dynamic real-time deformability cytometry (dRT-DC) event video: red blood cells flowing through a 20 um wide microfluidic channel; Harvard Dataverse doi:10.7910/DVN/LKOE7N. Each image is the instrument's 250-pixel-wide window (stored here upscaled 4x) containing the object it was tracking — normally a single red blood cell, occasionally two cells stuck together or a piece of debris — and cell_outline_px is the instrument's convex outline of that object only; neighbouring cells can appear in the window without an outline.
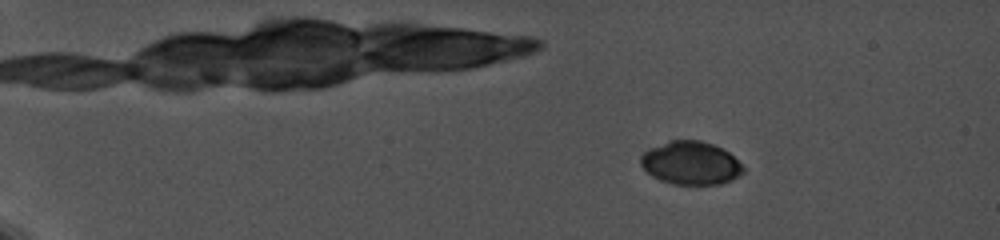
{"species": "common noctule bat (a hibernating species)", "species_latin": "Nyctalus noctula", "temperature_condition": "cold", "stored_images_in_passage": 17, "camera_frame_rate_fps": 5000, "um_per_image_px": 0.085, "animal": {"sex": "female", "body_mass_g": 19.0, "forearm_length_mm": 56.7}, "frame": {"image": 1, "passage_image": 1, "time_ms": 0.0, "image_size_px": [1000, 240], "cell_outline_px": [[744, 172], [732, 180], [720, 184], [672, 184], [660, 180], [652, 176], [640, 164], [640, 156], [648, 148], [668, 140], [700, 140], [712, 144], [728, 152], [744, 168]], "centroid_in_image_um": [58.68, 13.85], "position_along_channel_um": 26.3, "area_um2": 25.78}}
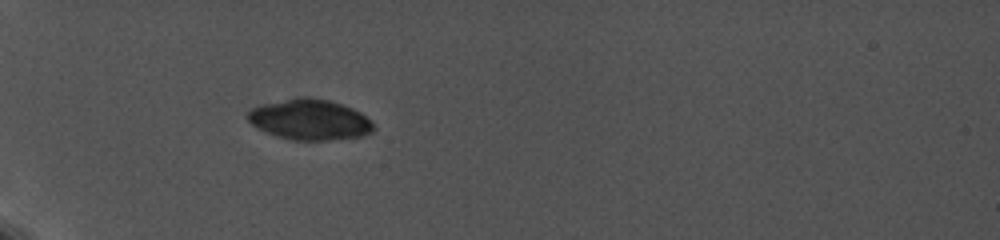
{"frame": {"image": 2, "passage_image": 13, "time_ms": 4.0, "image_size_px": [1000, 240], "cell_outline_px": [[376, 128], [372, 132], [364, 136], [324, 140], [292, 140], [276, 136], [252, 124], [248, 120], [248, 112], [252, 108], [260, 104], [296, 96], [308, 96], [328, 100], [352, 108], [360, 112], [372, 120]], "centroid_in_image_um": [26.35, 10.15], "position_along_channel_um": 58.6, "area_um2": 29.94}}